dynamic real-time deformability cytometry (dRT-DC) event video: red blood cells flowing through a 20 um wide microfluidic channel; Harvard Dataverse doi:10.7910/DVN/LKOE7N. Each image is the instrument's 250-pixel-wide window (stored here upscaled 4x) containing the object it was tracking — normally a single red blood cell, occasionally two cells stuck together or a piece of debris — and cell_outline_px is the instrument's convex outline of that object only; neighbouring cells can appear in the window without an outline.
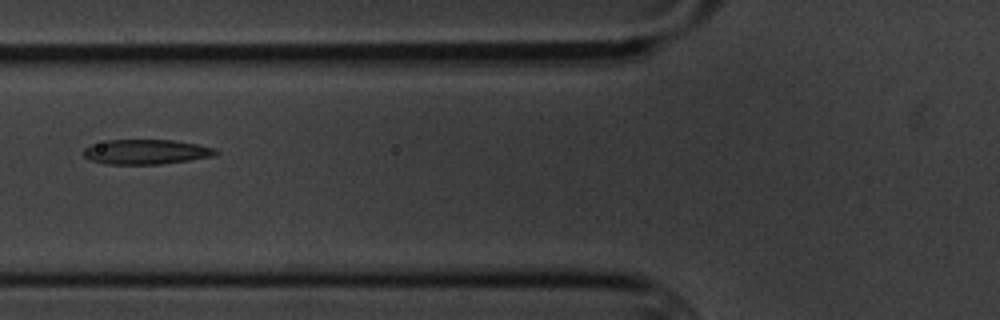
{"species": "common noctule bat (a hibernating species)", "species_latin": "Nyctalus noctula", "temperature_condition": "cold", "stored_images_in_passage": 8, "camera_frame_rate_fps": 3000, "um_per_image_px": 0.085, "animal": {"sex": "male", "body_mass_g": 20.1, "forearm_length_mm": 53.5}, "frame": {"image": 1, "passage_image": 6, "time_ms": 6.0, "image_size_px": [1000, 320], "cell_outline_px": [[220, 152], [216, 156], [160, 164], [104, 164], [88, 160], [84, 156], [84, 148], [92, 144], [108, 140], [172, 140], [196, 144], [216, 148]], "centroid_in_image_um": [12.42, 12.91], "position_along_channel_um": 113.4, "area_um2": 19.19}}
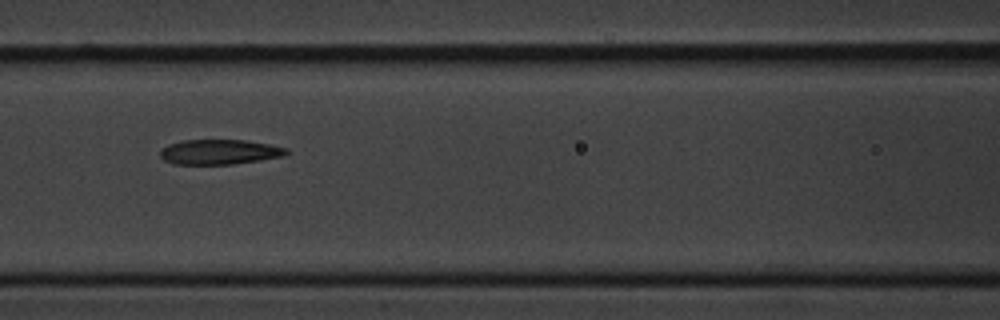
{"frame": {"image": 2, "passage_image": 7, "time_ms": 7.0, "image_size_px": [1000, 320], "cell_outline_px": [[288, 152], [284, 156], [260, 160], [232, 164], [172, 164], [164, 160], [160, 156], [160, 148], [168, 144], [180, 140], [244, 140], [268, 144], [288, 148]], "centroid_in_image_um": [18.61, 12.91], "position_along_channel_um": 148.0, "area_um2": 18.44}}
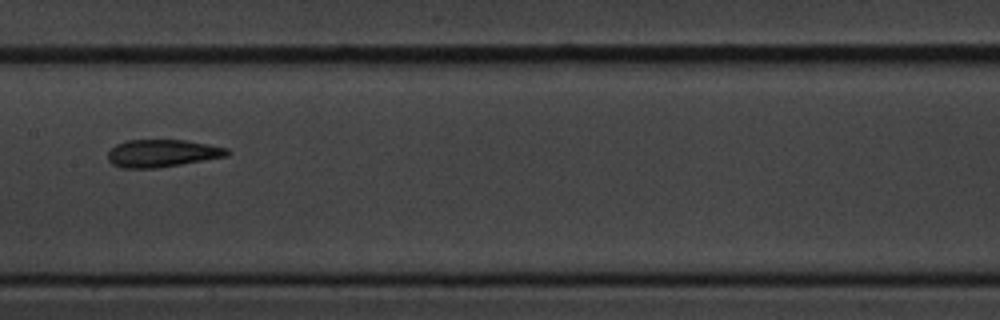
{"frame": {"image": 3, "passage_image": 8, "time_ms": 8.333, "image_size_px": [1000, 320], "cell_outline_px": [[232, 152], [228, 156], [156, 168], [120, 168], [112, 164], [108, 160], [108, 152], [116, 144], [128, 140], [188, 140], [228, 148]], "centroid_in_image_um": [13.8, 13.02], "position_along_channel_um": 193.6, "area_um2": 19.19}}